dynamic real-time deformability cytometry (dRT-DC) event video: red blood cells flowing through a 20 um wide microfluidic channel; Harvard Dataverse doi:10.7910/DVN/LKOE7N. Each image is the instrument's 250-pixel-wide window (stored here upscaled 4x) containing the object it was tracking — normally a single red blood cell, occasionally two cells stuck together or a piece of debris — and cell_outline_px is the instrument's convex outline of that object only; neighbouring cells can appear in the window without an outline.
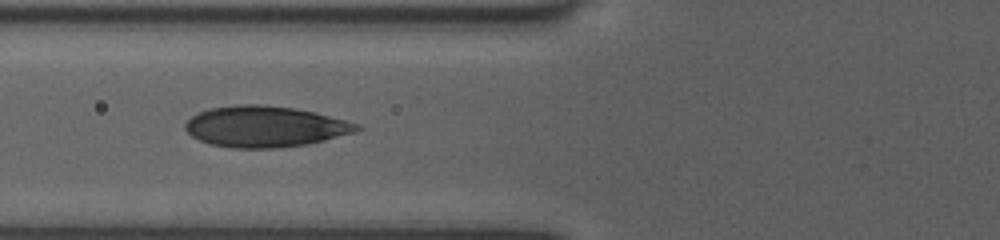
{"species": "human", "species_latin": "Homo sapiens", "temperature_condition": "room temperature", "stored_images_in_passage": 12, "camera_frame_rate_fps": 3000, "um_per_image_px": 0.085, "donor": {"sex": "female"}, "frame": {"image": 1, "passage_image": 6, "time_ms": 1.667, "image_size_px": [1000, 240], "cell_outline_px": [[364, 128], [356, 132], [308, 144], [276, 148], [232, 148], [212, 144], [200, 140], [192, 136], [184, 128], [184, 124], [192, 116], [208, 108], [236, 104], [260, 104], [296, 108], [316, 112], [360, 124]], "centroid_in_image_um": [22.55, 10.75], "position_along_channel_um": 103.2, "area_um2": 41.21}}
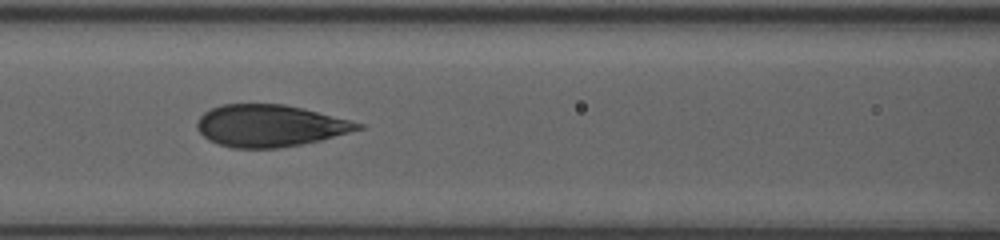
{"frame": {"image": 2, "passage_image": 9, "time_ms": 2.667, "image_size_px": [1000, 240], "cell_outline_px": [[368, 128], [320, 140], [280, 148], [232, 148], [208, 140], [196, 128], [196, 120], [204, 112], [220, 104], [284, 104], [364, 124]], "centroid_in_image_um": [22.92, 10.69], "position_along_channel_um": 143.7, "area_um2": 39.19}}